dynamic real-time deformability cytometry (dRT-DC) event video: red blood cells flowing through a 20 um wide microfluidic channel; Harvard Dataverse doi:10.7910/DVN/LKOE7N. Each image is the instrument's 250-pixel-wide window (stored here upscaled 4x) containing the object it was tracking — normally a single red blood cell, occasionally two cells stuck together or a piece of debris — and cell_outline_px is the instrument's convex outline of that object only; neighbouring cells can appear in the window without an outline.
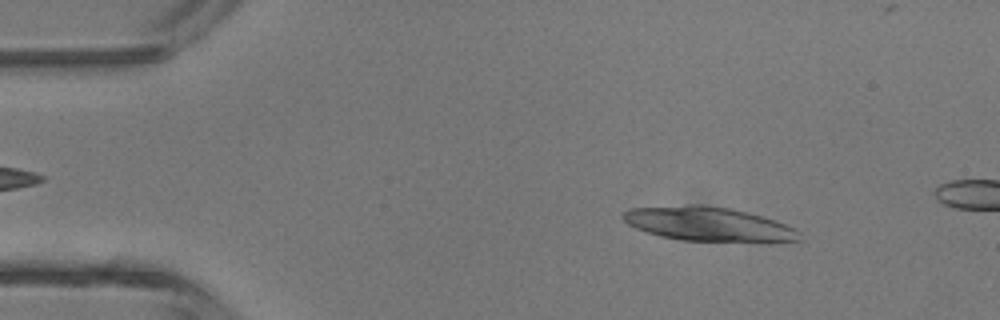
{"species": "common noctule bat (a hibernating species)", "species_latin": "Nyctalus noctula", "temperature_condition": "room temperature", "stored_images_in_passage": 2, "camera_frame_rate_fps": 3000, "um_per_image_px": 0.085, "animal": {"sex": "male", "body_mass_g": 13.3}, "frame": {"image": 1, "passage_image": 1, "time_ms": 0.0, "image_size_px": [1000, 320], "cell_outline_px": [[804, 240], [680, 240], [660, 236], [636, 228], [628, 224], [620, 216], [628, 208], [728, 208], [748, 212], [776, 220], [796, 228]], "centroid_in_image_um": [60.24, 19.08], "position_along_channel_um": 24.8, "area_um2": 32.95}}